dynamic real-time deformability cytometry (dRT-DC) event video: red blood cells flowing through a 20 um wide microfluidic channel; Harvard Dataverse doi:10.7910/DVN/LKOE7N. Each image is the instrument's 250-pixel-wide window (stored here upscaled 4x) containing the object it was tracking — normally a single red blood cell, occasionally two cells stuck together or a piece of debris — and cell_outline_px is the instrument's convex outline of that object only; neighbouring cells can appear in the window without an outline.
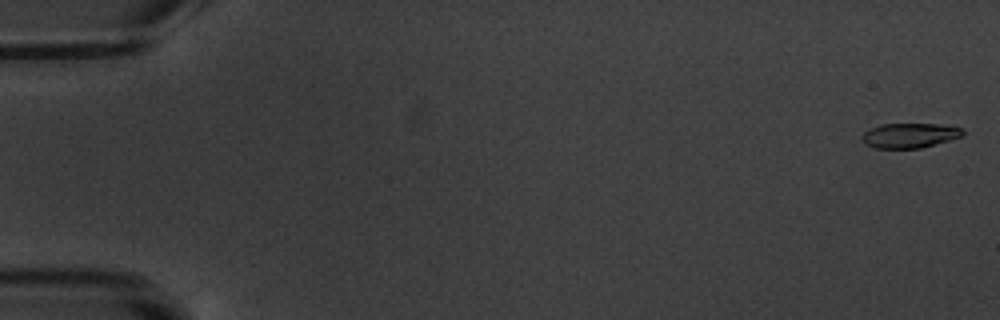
{"species": "common noctule bat (a hibernating species)", "species_latin": "Nyctalus noctula", "temperature_condition": "warm", "stored_images_in_passage": 6, "segment_of_instrument_passage": [1, 2], "camera_frame_rate_fps": 3000, "um_per_image_px": 0.085, "animal": {"sex": "male", "body_mass_g": 20.1, "forearm_length_mm": 53.5}, "frame": {"image": 1, "passage_image": 1, "time_ms": 0.0, "image_size_px": [1000, 320], "cell_outline_px": [[964, 136], [920, 148], [876, 148], [864, 144], [860, 140], [860, 136], [864, 132], [880, 124], [940, 124], [964, 128]], "centroid_in_image_um": [77.31, 11.51], "position_along_channel_um": 7.7, "area_um2": 14.68}}
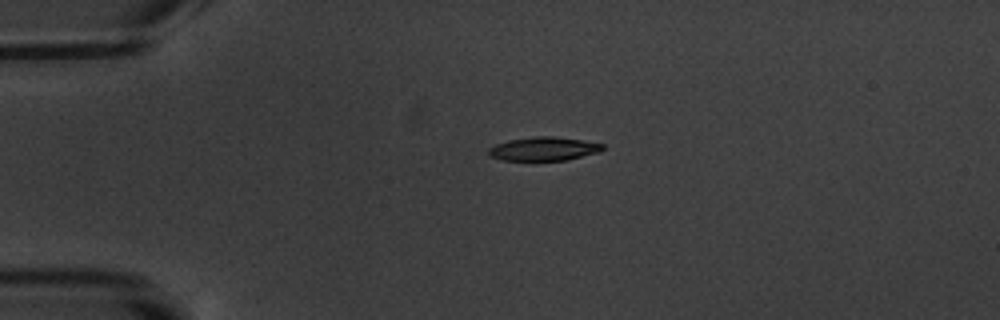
{"frame": {"image": 2, "passage_image": 4, "time_ms": 4.333, "image_size_px": [1000, 320], "cell_outline_px": [[604, 148], [600, 152], [564, 160], [504, 160], [492, 156], [488, 152], [488, 148], [496, 144], [508, 140], [536, 136], [556, 136], [604, 144]], "centroid_in_image_um": [46.23, 12.64], "position_along_channel_um": 38.8, "area_um2": 15.55}}